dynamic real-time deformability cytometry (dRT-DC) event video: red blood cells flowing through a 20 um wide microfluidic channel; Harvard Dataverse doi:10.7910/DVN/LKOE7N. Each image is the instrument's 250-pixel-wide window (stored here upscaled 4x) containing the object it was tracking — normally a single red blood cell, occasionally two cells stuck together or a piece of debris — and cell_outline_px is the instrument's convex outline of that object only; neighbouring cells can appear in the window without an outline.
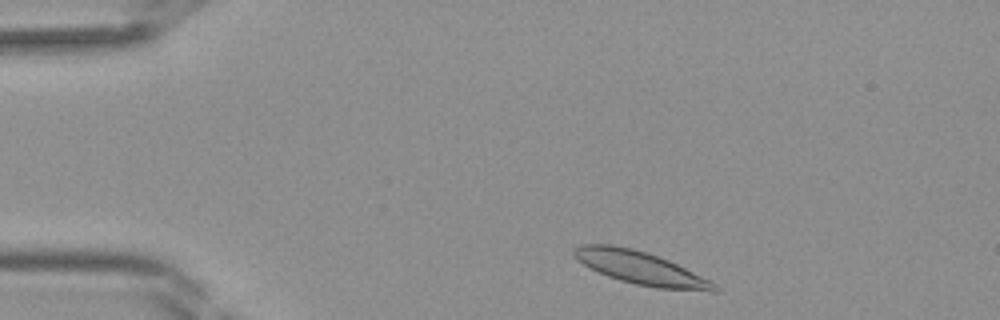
{"species": "Egyptian fruit bat (a non-hibernating species)", "species_latin": "Rousettus aegyptiacus", "temperature_condition": "room temperature", "stored_images_in_passage": 36, "camera_frame_rate_fps": 3000, "um_per_image_px": 0.085, "frame": {"image": 1, "passage_image": 2, "time_ms": 0.333, "image_size_px": [1000, 320], "cell_outline_px": [[720, 292], [712, 292], [656, 288], [636, 284], [620, 280], [608, 276], [584, 264], [572, 256], [572, 248], [580, 244], [612, 244], [632, 248], [668, 260], [712, 280], [720, 288]], "centroid_in_image_um": [54.5, 22.79], "position_along_channel_um": 30.5, "area_um2": 27.11}}
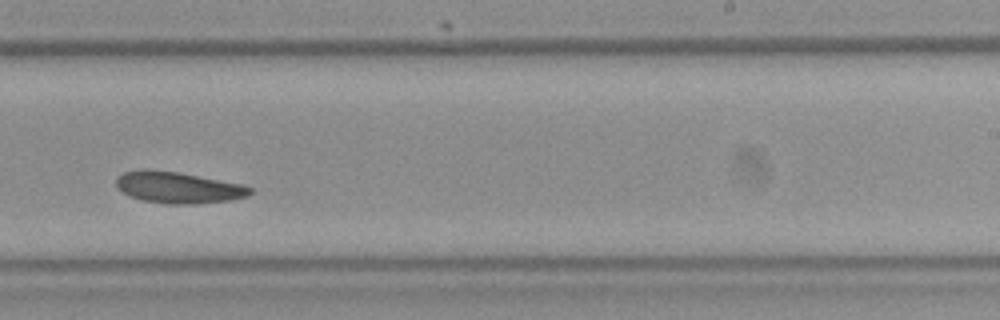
{"frame": {"image": 2, "passage_image": 21, "time_ms": 6.667, "image_size_px": [1000, 320], "cell_outline_px": [[252, 192], [248, 196], [232, 200], [196, 204], [164, 204], [144, 200], [132, 196], [116, 188], [116, 176], [124, 172], [144, 168], [176, 172], [244, 184], [252, 188]], "centroid_in_image_um": [15.16, 15.94], "position_along_channel_um": 273.8, "area_um2": 24.62}}
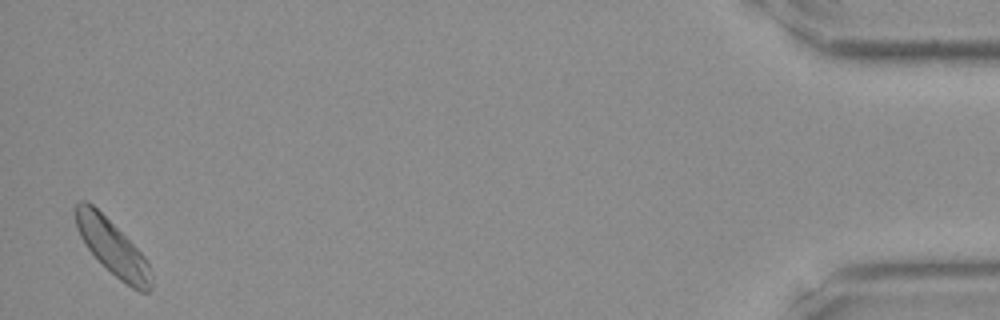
{"frame": {"image": 3, "passage_image": 36, "time_ms": 11.667, "image_size_px": [1000, 320], "cell_outline_px": [[152, 288], [148, 292], [140, 292], [132, 288], [120, 280], [88, 248], [80, 236], [76, 228], [76, 204], [80, 200], [84, 200], [92, 204], [144, 256], [152, 272]], "centroid_in_image_um": [9.58, 21.07], "position_along_channel_um": 425.6, "area_um2": 23.41}}